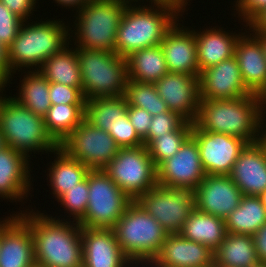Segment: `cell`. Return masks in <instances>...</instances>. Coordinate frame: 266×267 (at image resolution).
Returning <instances> with one entry per match:
<instances>
[{"label":"cell","mask_w":266,"mask_h":267,"mask_svg":"<svg viewBox=\"0 0 266 267\" xmlns=\"http://www.w3.org/2000/svg\"><path fill=\"white\" fill-rule=\"evenodd\" d=\"M120 248L136 267H148L168 233L137 201H132L112 228Z\"/></svg>","instance_id":"6"},{"label":"cell","mask_w":266,"mask_h":267,"mask_svg":"<svg viewBox=\"0 0 266 267\" xmlns=\"http://www.w3.org/2000/svg\"><path fill=\"white\" fill-rule=\"evenodd\" d=\"M57 4V6L64 7L65 10L68 8L72 11L80 10L86 3V0H53ZM72 8V9H71Z\"/></svg>","instance_id":"49"},{"label":"cell","mask_w":266,"mask_h":267,"mask_svg":"<svg viewBox=\"0 0 266 267\" xmlns=\"http://www.w3.org/2000/svg\"><path fill=\"white\" fill-rule=\"evenodd\" d=\"M12 78V71L8 62V49L4 44L0 43V81L12 84Z\"/></svg>","instance_id":"46"},{"label":"cell","mask_w":266,"mask_h":267,"mask_svg":"<svg viewBox=\"0 0 266 267\" xmlns=\"http://www.w3.org/2000/svg\"><path fill=\"white\" fill-rule=\"evenodd\" d=\"M154 85L169 111L178 113L189 122H195L201 99L199 76L168 72Z\"/></svg>","instance_id":"16"},{"label":"cell","mask_w":266,"mask_h":267,"mask_svg":"<svg viewBox=\"0 0 266 267\" xmlns=\"http://www.w3.org/2000/svg\"><path fill=\"white\" fill-rule=\"evenodd\" d=\"M127 116L138 136L144 140L149 131L153 116L142 108L127 106Z\"/></svg>","instance_id":"43"},{"label":"cell","mask_w":266,"mask_h":267,"mask_svg":"<svg viewBox=\"0 0 266 267\" xmlns=\"http://www.w3.org/2000/svg\"><path fill=\"white\" fill-rule=\"evenodd\" d=\"M244 29L246 32L236 42L234 56L246 89L261 96L266 91V57L260 39L248 27Z\"/></svg>","instance_id":"23"},{"label":"cell","mask_w":266,"mask_h":267,"mask_svg":"<svg viewBox=\"0 0 266 267\" xmlns=\"http://www.w3.org/2000/svg\"><path fill=\"white\" fill-rule=\"evenodd\" d=\"M262 116H266V91L260 96Z\"/></svg>","instance_id":"53"},{"label":"cell","mask_w":266,"mask_h":267,"mask_svg":"<svg viewBox=\"0 0 266 267\" xmlns=\"http://www.w3.org/2000/svg\"><path fill=\"white\" fill-rule=\"evenodd\" d=\"M49 98L52 105L85 104L82 87H71L64 84L49 82Z\"/></svg>","instance_id":"40"},{"label":"cell","mask_w":266,"mask_h":267,"mask_svg":"<svg viewBox=\"0 0 266 267\" xmlns=\"http://www.w3.org/2000/svg\"><path fill=\"white\" fill-rule=\"evenodd\" d=\"M266 223V208L259 196L243 195L240 204L225 219L226 231L253 235Z\"/></svg>","instance_id":"32"},{"label":"cell","mask_w":266,"mask_h":267,"mask_svg":"<svg viewBox=\"0 0 266 267\" xmlns=\"http://www.w3.org/2000/svg\"><path fill=\"white\" fill-rule=\"evenodd\" d=\"M85 119V104L51 105L43 117L47 133L60 145Z\"/></svg>","instance_id":"33"},{"label":"cell","mask_w":266,"mask_h":267,"mask_svg":"<svg viewBox=\"0 0 266 267\" xmlns=\"http://www.w3.org/2000/svg\"><path fill=\"white\" fill-rule=\"evenodd\" d=\"M255 250L260 263L266 264V223L253 235Z\"/></svg>","instance_id":"45"},{"label":"cell","mask_w":266,"mask_h":267,"mask_svg":"<svg viewBox=\"0 0 266 267\" xmlns=\"http://www.w3.org/2000/svg\"><path fill=\"white\" fill-rule=\"evenodd\" d=\"M199 86L201 99H236L251 95L235 56L200 72Z\"/></svg>","instance_id":"18"},{"label":"cell","mask_w":266,"mask_h":267,"mask_svg":"<svg viewBox=\"0 0 266 267\" xmlns=\"http://www.w3.org/2000/svg\"><path fill=\"white\" fill-rule=\"evenodd\" d=\"M125 96L128 106L142 108L152 116L169 111L165 101L157 93L154 83L128 79Z\"/></svg>","instance_id":"35"},{"label":"cell","mask_w":266,"mask_h":267,"mask_svg":"<svg viewBox=\"0 0 266 267\" xmlns=\"http://www.w3.org/2000/svg\"><path fill=\"white\" fill-rule=\"evenodd\" d=\"M128 78L143 83H156L168 73L160 45L140 49L126 57Z\"/></svg>","instance_id":"29"},{"label":"cell","mask_w":266,"mask_h":267,"mask_svg":"<svg viewBox=\"0 0 266 267\" xmlns=\"http://www.w3.org/2000/svg\"><path fill=\"white\" fill-rule=\"evenodd\" d=\"M145 0H143L144 3ZM148 2V0H146ZM189 1V2H188ZM191 0H149V3H159V4H167L171 5L172 7H175L179 12H181L183 15L188 14L186 13L187 5L189 6L191 3Z\"/></svg>","instance_id":"48"},{"label":"cell","mask_w":266,"mask_h":267,"mask_svg":"<svg viewBox=\"0 0 266 267\" xmlns=\"http://www.w3.org/2000/svg\"><path fill=\"white\" fill-rule=\"evenodd\" d=\"M243 195L259 196L266 190V152L259 142L247 144L229 174Z\"/></svg>","instance_id":"24"},{"label":"cell","mask_w":266,"mask_h":267,"mask_svg":"<svg viewBox=\"0 0 266 267\" xmlns=\"http://www.w3.org/2000/svg\"><path fill=\"white\" fill-rule=\"evenodd\" d=\"M191 136L198 144L206 175H229L246 141L223 133L200 130L194 123Z\"/></svg>","instance_id":"13"},{"label":"cell","mask_w":266,"mask_h":267,"mask_svg":"<svg viewBox=\"0 0 266 267\" xmlns=\"http://www.w3.org/2000/svg\"><path fill=\"white\" fill-rule=\"evenodd\" d=\"M21 75L18 76L20 77L19 87L17 86L19 89L16 93L18 95H13L12 98L35 115L44 117L52 105L49 98V81L38 70L21 71Z\"/></svg>","instance_id":"31"},{"label":"cell","mask_w":266,"mask_h":267,"mask_svg":"<svg viewBox=\"0 0 266 267\" xmlns=\"http://www.w3.org/2000/svg\"><path fill=\"white\" fill-rule=\"evenodd\" d=\"M32 208L16 210V214L30 226L36 266L82 267L81 226L78 222L55 219L51 214Z\"/></svg>","instance_id":"1"},{"label":"cell","mask_w":266,"mask_h":267,"mask_svg":"<svg viewBox=\"0 0 266 267\" xmlns=\"http://www.w3.org/2000/svg\"><path fill=\"white\" fill-rule=\"evenodd\" d=\"M23 22L0 1V43L8 47L16 38Z\"/></svg>","instance_id":"41"},{"label":"cell","mask_w":266,"mask_h":267,"mask_svg":"<svg viewBox=\"0 0 266 267\" xmlns=\"http://www.w3.org/2000/svg\"><path fill=\"white\" fill-rule=\"evenodd\" d=\"M87 2H89V1H103V0H86Z\"/></svg>","instance_id":"58"},{"label":"cell","mask_w":266,"mask_h":267,"mask_svg":"<svg viewBox=\"0 0 266 267\" xmlns=\"http://www.w3.org/2000/svg\"><path fill=\"white\" fill-rule=\"evenodd\" d=\"M4 147H6L5 141H4V136L1 133L0 130V150H2Z\"/></svg>","instance_id":"55"},{"label":"cell","mask_w":266,"mask_h":267,"mask_svg":"<svg viewBox=\"0 0 266 267\" xmlns=\"http://www.w3.org/2000/svg\"><path fill=\"white\" fill-rule=\"evenodd\" d=\"M157 183L164 187H181L195 190L205 178L198 144L190 136L178 152L157 167Z\"/></svg>","instance_id":"14"},{"label":"cell","mask_w":266,"mask_h":267,"mask_svg":"<svg viewBox=\"0 0 266 267\" xmlns=\"http://www.w3.org/2000/svg\"><path fill=\"white\" fill-rule=\"evenodd\" d=\"M193 123L187 121L179 130L157 136L147 146L148 153L156 167L173 157L191 136Z\"/></svg>","instance_id":"36"},{"label":"cell","mask_w":266,"mask_h":267,"mask_svg":"<svg viewBox=\"0 0 266 267\" xmlns=\"http://www.w3.org/2000/svg\"><path fill=\"white\" fill-rule=\"evenodd\" d=\"M82 267H136L124 254L113 229L83 228Z\"/></svg>","instance_id":"19"},{"label":"cell","mask_w":266,"mask_h":267,"mask_svg":"<svg viewBox=\"0 0 266 267\" xmlns=\"http://www.w3.org/2000/svg\"><path fill=\"white\" fill-rule=\"evenodd\" d=\"M262 119L260 96L236 99H200L194 124L202 131L238 137L248 144L258 142Z\"/></svg>","instance_id":"4"},{"label":"cell","mask_w":266,"mask_h":267,"mask_svg":"<svg viewBox=\"0 0 266 267\" xmlns=\"http://www.w3.org/2000/svg\"><path fill=\"white\" fill-rule=\"evenodd\" d=\"M252 267H266V264L259 262L258 264L254 265Z\"/></svg>","instance_id":"57"},{"label":"cell","mask_w":266,"mask_h":267,"mask_svg":"<svg viewBox=\"0 0 266 267\" xmlns=\"http://www.w3.org/2000/svg\"><path fill=\"white\" fill-rule=\"evenodd\" d=\"M64 20L32 19L22 23L16 38L7 47L13 77L17 71L39 70L47 58L70 44V27Z\"/></svg>","instance_id":"3"},{"label":"cell","mask_w":266,"mask_h":267,"mask_svg":"<svg viewBox=\"0 0 266 267\" xmlns=\"http://www.w3.org/2000/svg\"><path fill=\"white\" fill-rule=\"evenodd\" d=\"M85 100L125 95L128 81L126 58L115 52L77 49Z\"/></svg>","instance_id":"8"},{"label":"cell","mask_w":266,"mask_h":267,"mask_svg":"<svg viewBox=\"0 0 266 267\" xmlns=\"http://www.w3.org/2000/svg\"><path fill=\"white\" fill-rule=\"evenodd\" d=\"M186 122L185 118L173 111L153 116L148 135L143 140L144 145L147 146L157 136H163L166 133L179 130Z\"/></svg>","instance_id":"38"},{"label":"cell","mask_w":266,"mask_h":267,"mask_svg":"<svg viewBox=\"0 0 266 267\" xmlns=\"http://www.w3.org/2000/svg\"><path fill=\"white\" fill-rule=\"evenodd\" d=\"M12 13L24 21L32 20L31 15L37 11L39 0H0ZM37 7V8H36ZM36 8V10H35ZM34 11V12H33Z\"/></svg>","instance_id":"44"},{"label":"cell","mask_w":266,"mask_h":267,"mask_svg":"<svg viewBox=\"0 0 266 267\" xmlns=\"http://www.w3.org/2000/svg\"><path fill=\"white\" fill-rule=\"evenodd\" d=\"M55 157L54 161L47 164V182L52 190V196L57 201L68 189L75 187L83 181L90 168L85 166L79 160L71 158L63 149L58 147L51 155ZM49 180V181H48Z\"/></svg>","instance_id":"26"},{"label":"cell","mask_w":266,"mask_h":267,"mask_svg":"<svg viewBox=\"0 0 266 267\" xmlns=\"http://www.w3.org/2000/svg\"><path fill=\"white\" fill-rule=\"evenodd\" d=\"M195 193V209L226 219L239 206L243 194L229 175H206Z\"/></svg>","instance_id":"17"},{"label":"cell","mask_w":266,"mask_h":267,"mask_svg":"<svg viewBox=\"0 0 266 267\" xmlns=\"http://www.w3.org/2000/svg\"><path fill=\"white\" fill-rule=\"evenodd\" d=\"M127 5L122 0L87 2L74 12V24L69 23L71 45L77 49L115 52L117 29Z\"/></svg>","instance_id":"5"},{"label":"cell","mask_w":266,"mask_h":267,"mask_svg":"<svg viewBox=\"0 0 266 267\" xmlns=\"http://www.w3.org/2000/svg\"><path fill=\"white\" fill-rule=\"evenodd\" d=\"M258 142L263 146L266 152V116H262L261 119Z\"/></svg>","instance_id":"50"},{"label":"cell","mask_w":266,"mask_h":267,"mask_svg":"<svg viewBox=\"0 0 266 267\" xmlns=\"http://www.w3.org/2000/svg\"><path fill=\"white\" fill-rule=\"evenodd\" d=\"M31 160L24 154L6 146L0 150V199L23 202L31 195L33 177ZM31 171V172H30ZM32 179V180H31Z\"/></svg>","instance_id":"21"},{"label":"cell","mask_w":266,"mask_h":267,"mask_svg":"<svg viewBox=\"0 0 266 267\" xmlns=\"http://www.w3.org/2000/svg\"><path fill=\"white\" fill-rule=\"evenodd\" d=\"M148 267H214V253L179 233L168 234L158 256Z\"/></svg>","instance_id":"22"},{"label":"cell","mask_w":266,"mask_h":267,"mask_svg":"<svg viewBox=\"0 0 266 267\" xmlns=\"http://www.w3.org/2000/svg\"><path fill=\"white\" fill-rule=\"evenodd\" d=\"M168 234L179 233L195 209L194 190L156 185L136 200Z\"/></svg>","instance_id":"11"},{"label":"cell","mask_w":266,"mask_h":267,"mask_svg":"<svg viewBox=\"0 0 266 267\" xmlns=\"http://www.w3.org/2000/svg\"><path fill=\"white\" fill-rule=\"evenodd\" d=\"M71 158L91 170L103 169L118 153L119 146L111 135L84 119L59 145Z\"/></svg>","instance_id":"12"},{"label":"cell","mask_w":266,"mask_h":267,"mask_svg":"<svg viewBox=\"0 0 266 267\" xmlns=\"http://www.w3.org/2000/svg\"><path fill=\"white\" fill-rule=\"evenodd\" d=\"M234 2L232 6L233 12L238 14L236 17L243 20L238 21L240 23L243 22V27H248V24L266 8V0H235Z\"/></svg>","instance_id":"42"},{"label":"cell","mask_w":266,"mask_h":267,"mask_svg":"<svg viewBox=\"0 0 266 267\" xmlns=\"http://www.w3.org/2000/svg\"><path fill=\"white\" fill-rule=\"evenodd\" d=\"M248 28L252 32H265L266 31V8L259 13L249 24Z\"/></svg>","instance_id":"47"},{"label":"cell","mask_w":266,"mask_h":267,"mask_svg":"<svg viewBox=\"0 0 266 267\" xmlns=\"http://www.w3.org/2000/svg\"><path fill=\"white\" fill-rule=\"evenodd\" d=\"M13 211L0 218V267H34V243L30 226Z\"/></svg>","instance_id":"15"},{"label":"cell","mask_w":266,"mask_h":267,"mask_svg":"<svg viewBox=\"0 0 266 267\" xmlns=\"http://www.w3.org/2000/svg\"><path fill=\"white\" fill-rule=\"evenodd\" d=\"M38 71L49 82L82 87L77 48H73L71 43L61 52L47 58Z\"/></svg>","instance_id":"30"},{"label":"cell","mask_w":266,"mask_h":267,"mask_svg":"<svg viewBox=\"0 0 266 267\" xmlns=\"http://www.w3.org/2000/svg\"><path fill=\"white\" fill-rule=\"evenodd\" d=\"M122 1H125V2H128V3H139V1H140V3H141V1L143 2V0H122Z\"/></svg>","instance_id":"56"},{"label":"cell","mask_w":266,"mask_h":267,"mask_svg":"<svg viewBox=\"0 0 266 267\" xmlns=\"http://www.w3.org/2000/svg\"><path fill=\"white\" fill-rule=\"evenodd\" d=\"M261 41L264 54L266 57V31L265 32H253Z\"/></svg>","instance_id":"52"},{"label":"cell","mask_w":266,"mask_h":267,"mask_svg":"<svg viewBox=\"0 0 266 267\" xmlns=\"http://www.w3.org/2000/svg\"><path fill=\"white\" fill-rule=\"evenodd\" d=\"M127 106L125 95L88 99L85 101V119L94 127L109 132L127 114Z\"/></svg>","instance_id":"34"},{"label":"cell","mask_w":266,"mask_h":267,"mask_svg":"<svg viewBox=\"0 0 266 267\" xmlns=\"http://www.w3.org/2000/svg\"><path fill=\"white\" fill-rule=\"evenodd\" d=\"M181 19H178L167 31L160 47L168 72L199 76L195 33L191 26L188 28V26L182 25L180 22L183 20Z\"/></svg>","instance_id":"20"},{"label":"cell","mask_w":266,"mask_h":267,"mask_svg":"<svg viewBox=\"0 0 266 267\" xmlns=\"http://www.w3.org/2000/svg\"><path fill=\"white\" fill-rule=\"evenodd\" d=\"M10 95L0 109V130L6 146L24 154L29 160L36 152L50 156L59 145L47 133L43 117L35 115Z\"/></svg>","instance_id":"7"},{"label":"cell","mask_w":266,"mask_h":267,"mask_svg":"<svg viewBox=\"0 0 266 267\" xmlns=\"http://www.w3.org/2000/svg\"><path fill=\"white\" fill-rule=\"evenodd\" d=\"M9 84L8 82L0 81V109L2 104L4 103V100L7 98L8 95H3V91L5 92V87H7Z\"/></svg>","instance_id":"51"},{"label":"cell","mask_w":266,"mask_h":267,"mask_svg":"<svg viewBox=\"0 0 266 267\" xmlns=\"http://www.w3.org/2000/svg\"><path fill=\"white\" fill-rule=\"evenodd\" d=\"M89 190H88V175L87 177L75 185V187L68 189L58 200L57 204L62 205L64 213H66L63 218L60 216H55L53 218L59 220H73L74 222H79L84 216L87 210V204L89 200ZM68 214V215H67ZM72 217V218H70ZM61 218V219H60Z\"/></svg>","instance_id":"37"},{"label":"cell","mask_w":266,"mask_h":267,"mask_svg":"<svg viewBox=\"0 0 266 267\" xmlns=\"http://www.w3.org/2000/svg\"><path fill=\"white\" fill-rule=\"evenodd\" d=\"M261 201H262V204L265 206L266 208V190L264 192H262L260 195H259Z\"/></svg>","instance_id":"54"},{"label":"cell","mask_w":266,"mask_h":267,"mask_svg":"<svg viewBox=\"0 0 266 267\" xmlns=\"http://www.w3.org/2000/svg\"><path fill=\"white\" fill-rule=\"evenodd\" d=\"M182 16L167 4L128 3L117 29L115 53L126 58L140 49L160 45L167 31Z\"/></svg>","instance_id":"2"},{"label":"cell","mask_w":266,"mask_h":267,"mask_svg":"<svg viewBox=\"0 0 266 267\" xmlns=\"http://www.w3.org/2000/svg\"><path fill=\"white\" fill-rule=\"evenodd\" d=\"M88 190L87 210L78 224L83 228L112 229L132 200L103 169L90 170Z\"/></svg>","instance_id":"9"},{"label":"cell","mask_w":266,"mask_h":267,"mask_svg":"<svg viewBox=\"0 0 266 267\" xmlns=\"http://www.w3.org/2000/svg\"><path fill=\"white\" fill-rule=\"evenodd\" d=\"M213 253L214 267H252L259 263L252 235L227 232Z\"/></svg>","instance_id":"27"},{"label":"cell","mask_w":266,"mask_h":267,"mask_svg":"<svg viewBox=\"0 0 266 267\" xmlns=\"http://www.w3.org/2000/svg\"><path fill=\"white\" fill-rule=\"evenodd\" d=\"M179 234L214 251L224 241L227 231L224 219L194 209Z\"/></svg>","instance_id":"28"},{"label":"cell","mask_w":266,"mask_h":267,"mask_svg":"<svg viewBox=\"0 0 266 267\" xmlns=\"http://www.w3.org/2000/svg\"><path fill=\"white\" fill-rule=\"evenodd\" d=\"M103 170L132 201L158 184L156 165L145 145L119 148Z\"/></svg>","instance_id":"10"},{"label":"cell","mask_w":266,"mask_h":267,"mask_svg":"<svg viewBox=\"0 0 266 267\" xmlns=\"http://www.w3.org/2000/svg\"><path fill=\"white\" fill-rule=\"evenodd\" d=\"M206 28L199 29V31L193 29L196 37L199 73L221 61L232 58L235 54L236 42L244 31L242 28L241 32L236 33L233 30L230 32V30L226 31L225 28L217 25Z\"/></svg>","instance_id":"25"},{"label":"cell","mask_w":266,"mask_h":267,"mask_svg":"<svg viewBox=\"0 0 266 267\" xmlns=\"http://www.w3.org/2000/svg\"><path fill=\"white\" fill-rule=\"evenodd\" d=\"M120 148L138 147L144 145L143 140L136 133L127 114L108 132Z\"/></svg>","instance_id":"39"}]
</instances>
